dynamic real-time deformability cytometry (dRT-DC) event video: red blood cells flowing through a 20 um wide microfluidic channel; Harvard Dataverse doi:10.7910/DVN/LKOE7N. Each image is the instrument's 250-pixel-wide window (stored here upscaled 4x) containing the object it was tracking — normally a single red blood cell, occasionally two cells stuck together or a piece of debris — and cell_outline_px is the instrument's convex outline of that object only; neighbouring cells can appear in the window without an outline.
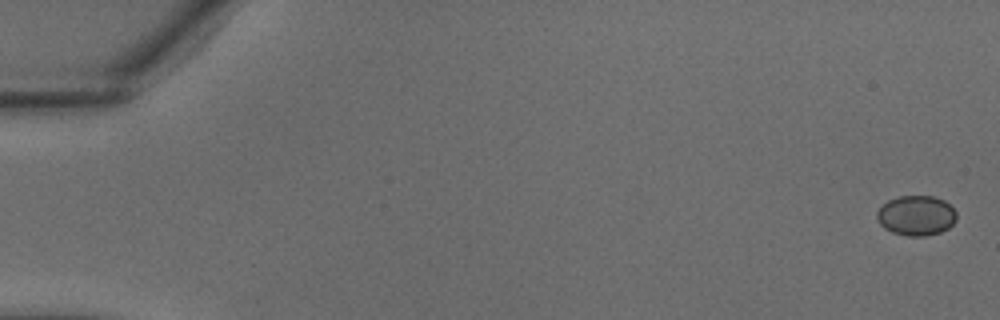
{"species": "common noctule bat (a hibernating species)", "species_latin": "Nyctalus noctula", "temperature_condition": "warm", "stored_images_in_passage": 37, "camera_frame_rate_fps": 3000, "um_per_image_px": 0.085, "animal": {"sex": "male", "body_mass_g": 18.8}, "frame": {"image": 1, "passage_image": 1, "time_ms": 0.0, "image_size_px": [1000, 320], "cell_outline_px": [[956, 220], [948, 228], [940, 232], [924, 236], [908, 236], [892, 232], [884, 228], [880, 224], [876, 216], [876, 212], [888, 200], [900, 196], [932, 196], [944, 200], [956, 212]], "centroid_in_image_um": [77.87, 18.32], "position_along_channel_um": 7.1, "area_um2": 18.44}}
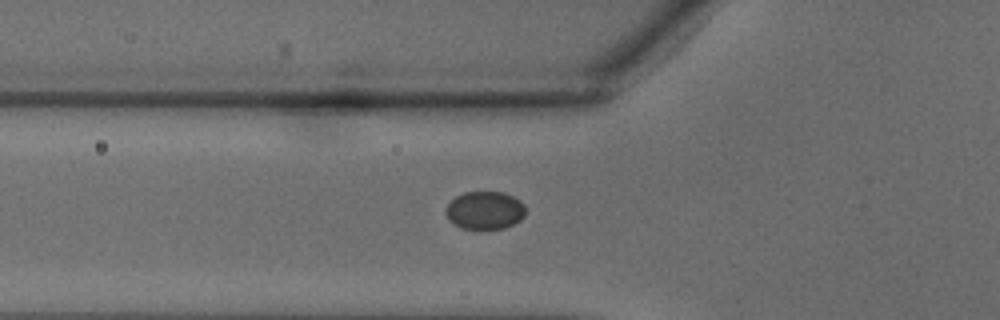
{"frame": {"image": 2, "passage_image": 14, "time_ms": 4.333, "image_size_px": [1000, 320], "cell_outline_px": [[524, 216], [520, 220], [504, 228], [460, 228], [452, 224], [448, 220], [444, 212], [444, 208], [456, 196], [464, 192], [504, 192], [520, 200], [524, 204]], "centroid_in_image_um": [41.17, 17.87], "position_along_channel_um": 84.6, "area_um2": 17.69}}
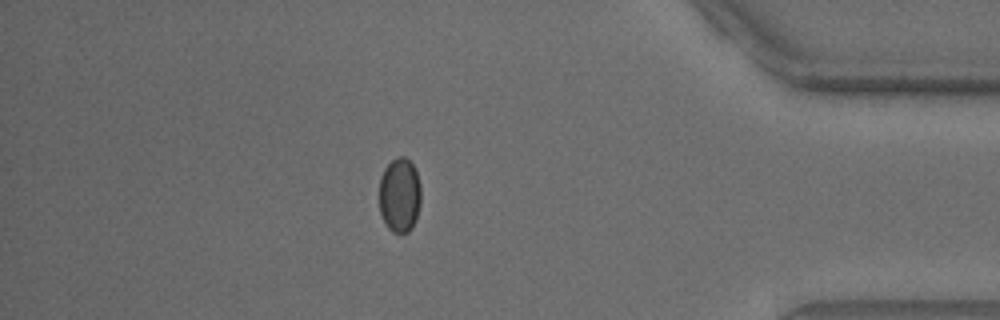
{"frame": {"image": 3, "passage_image": 33, "time_ms": 10.667, "image_size_px": [1000, 320], "cell_outline_px": [[420, 204], [416, 220], [412, 228], [408, 232], [392, 232], [388, 228], [380, 212], [380, 176], [384, 168], [396, 156], [404, 156], [412, 164], [416, 172], [420, 184]], "centroid_in_image_um": [33.97, 16.58], "position_along_channel_um": 401.2, "area_um2": 18.15}}